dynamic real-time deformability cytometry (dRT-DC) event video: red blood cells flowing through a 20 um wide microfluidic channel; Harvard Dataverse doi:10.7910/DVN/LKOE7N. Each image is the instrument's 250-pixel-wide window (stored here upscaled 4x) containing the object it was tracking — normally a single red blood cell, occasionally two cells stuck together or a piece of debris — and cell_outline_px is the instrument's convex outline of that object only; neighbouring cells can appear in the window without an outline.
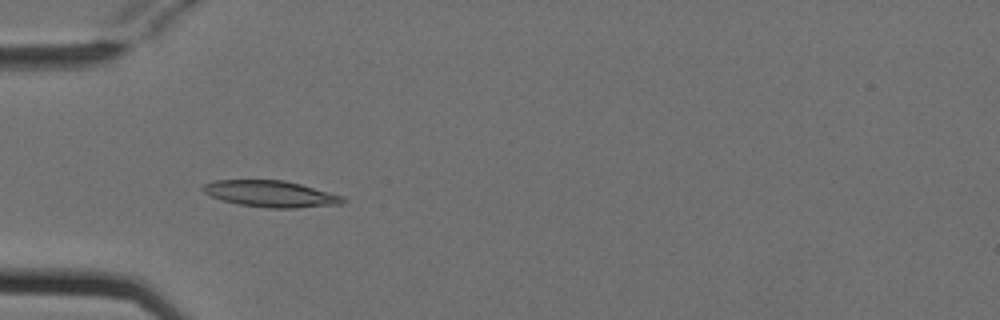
{"species": "Egyptian fruit bat (a non-hibernating species)", "species_latin": "Rousettus aegyptiacus", "temperature_condition": "cold", "stored_images_in_passage": 7, "camera_frame_rate_fps": 3000, "um_per_image_px": 0.085, "animal": {"sex": "female"}, "frame": {"image": 1, "passage_image": 5, "time_ms": 1.333, "image_size_px": [1000, 320], "cell_outline_px": [[348, 200], [344, 204], [296, 208], [268, 208], [240, 204], [224, 200], [212, 196], [204, 192], [200, 188], [204, 184], [216, 180], [284, 180], [300, 184], [344, 196]], "centroid_in_image_um": [23.07, 16.48], "position_along_channel_um": 61.9, "area_um2": 21.5}}
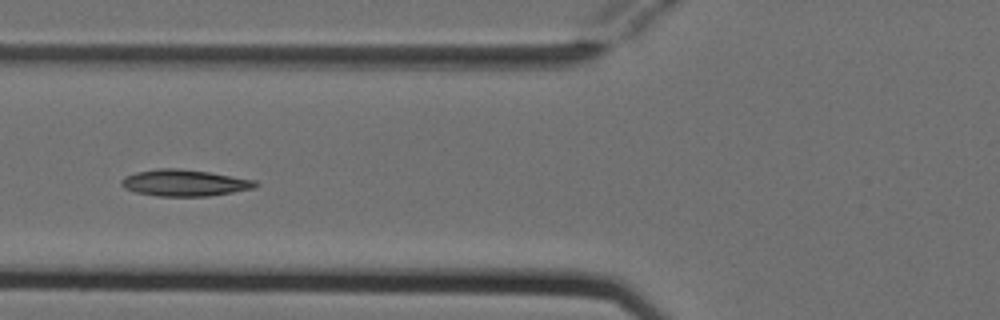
{"frame": {"image": 2, "passage_image": 6, "time_ms": 1.667, "image_size_px": [1000, 320], "cell_outline_px": [[260, 184], [256, 188], [208, 196], [156, 196], [136, 192], [124, 188], [120, 184], [120, 180], [124, 176], [136, 172], [156, 168], [176, 168], [208, 172], [256, 180]], "centroid_in_image_um": [15.67, 15.54], "position_along_channel_um": 110.1, "area_um2": 20.81}}
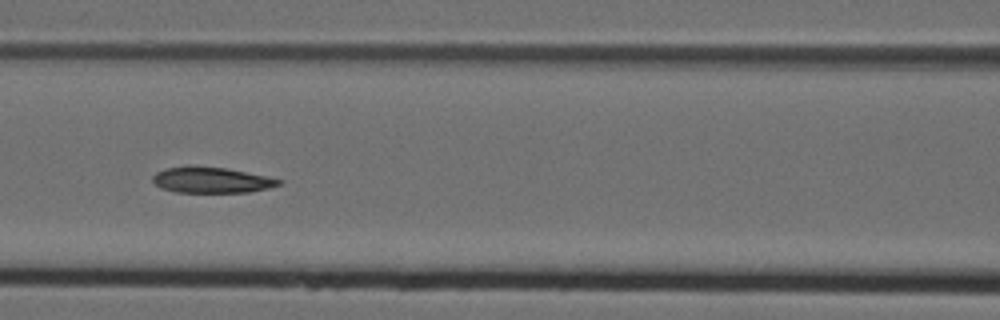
{"frame": {"image": 3, "passage_image": 7, "time_ms": 2.0, "image_size_px": [1000, 320], "cell_outline_px": [[280, 184], [268, 188], [248, 192], [176, 192], [160, 188], [152, 180], [152, 176], [156, 172], [168, 168], [188, 164], [224, 168], [264, 176], [280, 180]], "centroid_in_image_um": [17.88, 15.29], "position_along_channel_um": 148.7, "area_um2": 18.84}}